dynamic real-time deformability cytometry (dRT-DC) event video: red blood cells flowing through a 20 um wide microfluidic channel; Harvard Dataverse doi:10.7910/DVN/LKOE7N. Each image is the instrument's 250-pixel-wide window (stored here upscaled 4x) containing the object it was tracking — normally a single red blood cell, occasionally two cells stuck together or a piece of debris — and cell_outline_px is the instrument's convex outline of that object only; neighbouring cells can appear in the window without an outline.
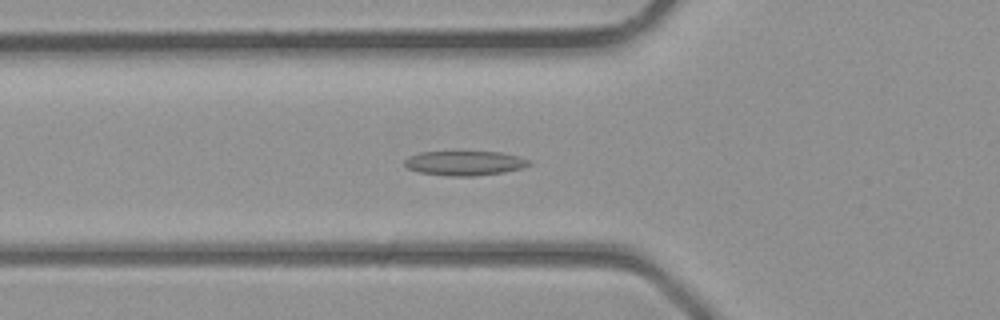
{"species": "common noctule bat (a hibernating species)", "species_latin": "Nyctalus noctula", "temperature_condition": "room temperature", "stored_images_in_passage": 34, "camera_frame_rate_fps": 3000, "um_per_image_px": 0.085, "animal": {"sex": "male", "body_mass_g": 23.1, "forearm_length_mm": 52.7}, "frame": {"image": 1, "passage_image": 7, "time_ms": 2.0, "image_size_px": [1000, 320], "cell_outline_px": [[532, 164], [520, 168], [500, 172], [472, 176], [448, 176], [420, 172], [408, 168], [404, 164], [404, 160], [408, 156], [420, 152], [456, 148], [500, 152], [520, 156], [528, 160]], "centroid_in_image_um": [39.43, 13.79], "position_along_channel_um": 86.4, "area_um2": 18.73}}
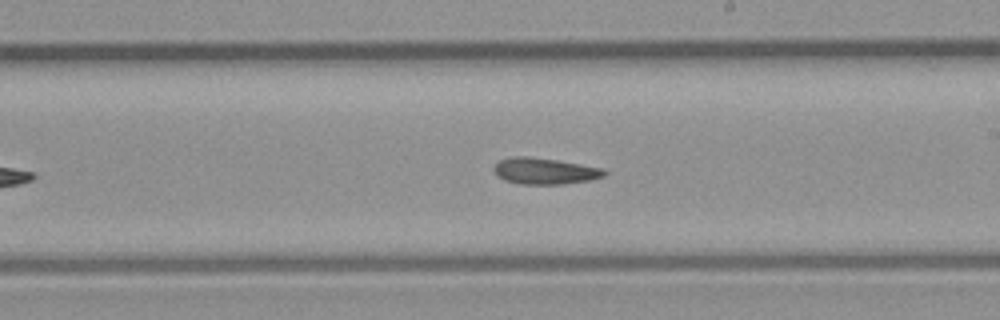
{"frame": {"image": 2, "passage_image": 16, "time_ms": 5.0, "image_size_px": [1000, 320], "cell_outline_px": [[608, 172], [604, 176], [588, 180], [560, 184], [520, 184], [504, 180], [492, 168], [500, 160], [516, 156], [528, 156], [556, 160], [604, 168]], "centroid_in_image_um": [46.32, 14.53], "position_along_channel_um": 242.7, "area_um2": 16.7}}
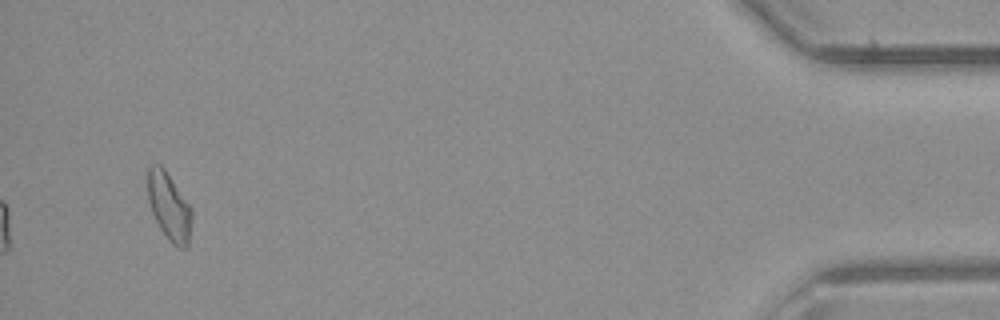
{"frame": {"image": 3, "passage_image": 31, "time_ms": 10.0, "image_size_px": [1000, 320], "cell_outline_px": [[192, 216], [188, 248], [176, 248], [172, 244], [160, 228], [152, 212], [148, 200], [148, 168], [152, 164], [160, 164], [164, 168], [188, 204], [192, 212]], "centroid_in_image_um": [14.37, 17.59], "position_along_channel_um": 420.8, "area_um2": 17.11}}